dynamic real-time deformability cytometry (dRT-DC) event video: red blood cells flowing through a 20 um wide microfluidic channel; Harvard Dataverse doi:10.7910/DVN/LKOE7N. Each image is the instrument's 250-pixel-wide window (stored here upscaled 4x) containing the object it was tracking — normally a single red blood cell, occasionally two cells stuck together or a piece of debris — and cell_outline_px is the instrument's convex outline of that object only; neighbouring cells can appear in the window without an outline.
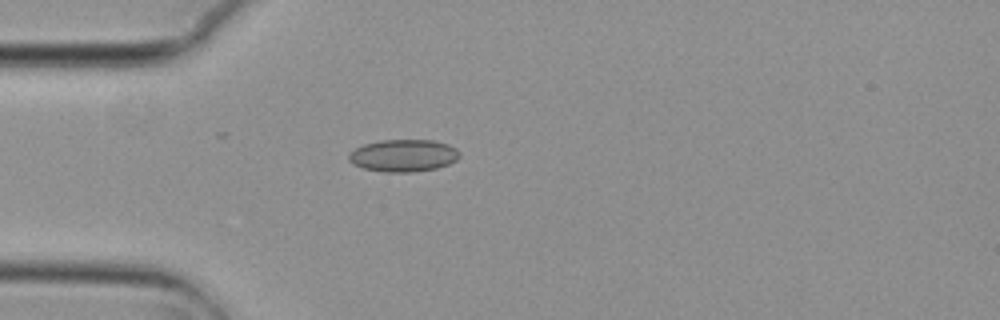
{"species": "common noctule bat (a hibernating species)", "species_latin": "Nyctalus noctula", "temperature_condition": "cold", "stored_images_in_passage": 6, "camera_frame_rate_fps": 3000, "um_per_image_px": 0.085, "animal": {"sex": "female", "body_mass_g": 29.2, "forearm_length_mm": 56.3}, "frame": {"image": 1, "passage_image": 5, "time_ms": 1.333, "image_size_px": [1000, 320], "cell_outline_px": [[460, 156], [456, 160], [448, 164], [436, 168], [412, 172], [384, 172], [364, 168], [352, 164], [348, 160], [348, 152], [364, 144], [380, 140], [432, 140], [448, 144], [456, 148], [460, 152]], "centroid_in_image_um": [34.27, 13.22], "position_along_channel_um": 50.7, "area_um2": 20.92}}